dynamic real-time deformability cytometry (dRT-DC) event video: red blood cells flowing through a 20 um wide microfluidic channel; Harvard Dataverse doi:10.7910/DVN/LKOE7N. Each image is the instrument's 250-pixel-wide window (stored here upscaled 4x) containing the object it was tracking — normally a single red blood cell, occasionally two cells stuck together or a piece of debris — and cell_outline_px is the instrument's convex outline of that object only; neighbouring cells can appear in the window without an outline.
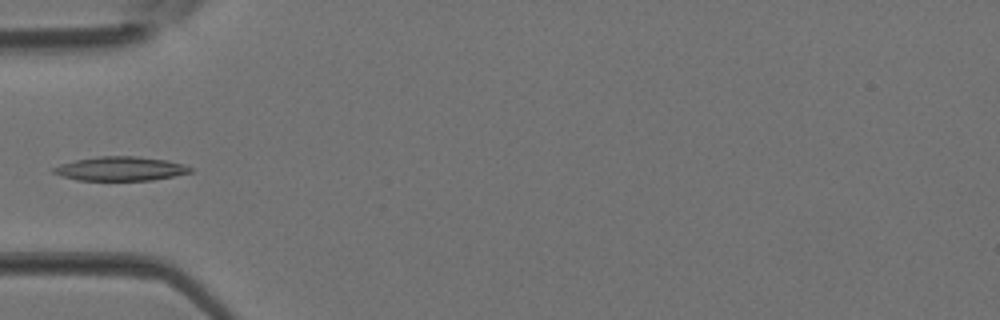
{"species": "Egyptian fruit bat (a non-hibernating species)", "species_latin": "Rousettus aegyptiacus", "temperature_condition": "room temperature", "stored_images_in_passage": 4, "camera_frame_rate_fps": 3000, "um_per_image_px": 0.085, "animal": {"sex": "female"}, "frame": {"image": 1, "passage_image": 4, "time_ms": 1.0, "image_size_px": [1000, 320], "cell_outline_px": [[192, 172], [152, 180], [76, 180], [60, 176], [52, 172], [52, 168], [60, 164], [76, 160], [100, 156], [136, 156], [168, 160], [184, 164], [192, 168]], "centroid_in_image_um": [10.23, 14.34], "position_along_channel_um": 74.8, "area_um2": 19.19}}